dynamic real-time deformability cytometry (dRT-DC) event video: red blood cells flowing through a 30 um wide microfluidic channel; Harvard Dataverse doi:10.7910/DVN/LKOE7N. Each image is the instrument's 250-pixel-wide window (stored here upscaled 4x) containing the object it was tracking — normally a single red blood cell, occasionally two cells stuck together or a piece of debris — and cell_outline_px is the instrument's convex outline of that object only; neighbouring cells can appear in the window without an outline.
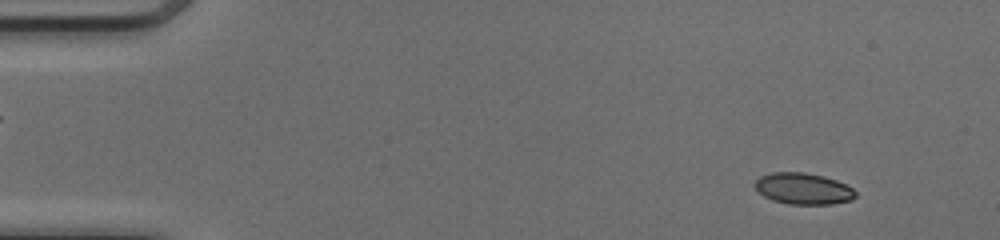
{"species": "common noctule bat (a hibernating species)", "species_latin": "Nyctalus noctula", "temperature_condition": "cold", "stored_images_in_passage": 48, "camera_frame_rate_fps": 3000, "um_per_image_px": 0.085, "animal": {"sex": "female", "body_mass_g": 17.0, "forearm_length_mm": 48.0}, "frame": {"image": 1, "passage_image": 3, "time_ms": 0.667, "image_size_px": [1000, 240], "cell_outline_px": [[856, 196], [852, 200], [832, 204], [788, 204], [772, 200], [764, 196], [752, 184], [760, 176], [772, 172], [804, 172], [824, 176], [836, 180], [852, 188], [856, 192]], "centroid_in_image_um": [68.27, 16.03], "position_along_channel_um": 16.7, "area_um2": 18.44}}
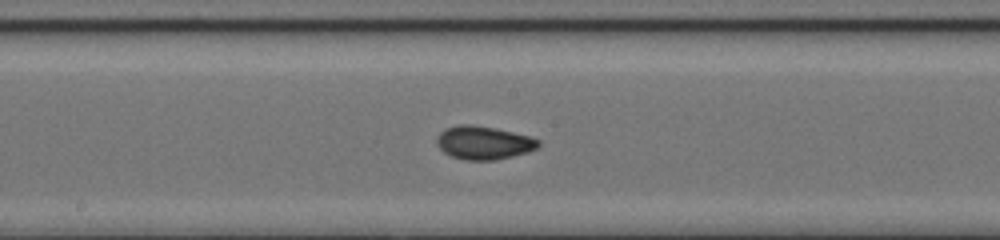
{"frame": {"image": 2, "passage_image": 25, "time_ms": 8.0, "image_size_px": [1000, 240], "cell_outline_px": [[540, 144], [536, 148], [528, 152], [496, 160], [464, 160], [452, 156], [444, 152], [436, 144], [436, 136], [444, 128], [460, 124], [468, 124], [492, 128], [512, 132], [528, 136], [540, 140]], "centroid_in_image_um": [41.07, 12.13], "position_along_channel_um": 207.1, "area_um2": 19.65}}
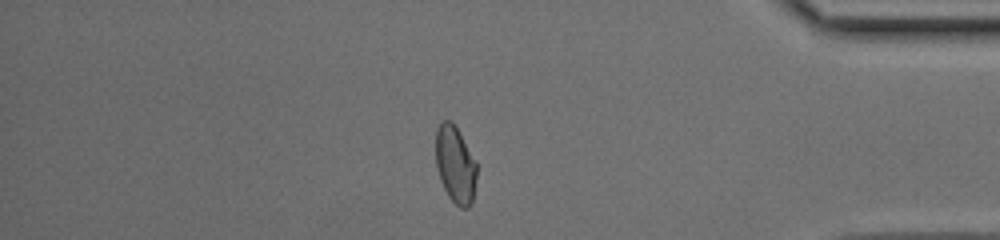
{"frame": {"image": 3, "passage_image": 41, "time_ms": 13.333, "image_size_px": [1000, 240], "cell_outline_px": [[476, 176], [472, 204], [468, 208], [460, 208], [448, 196], [440, 180], [436, 164], [436, 128], [444, 120], [452, 120], [460, 132], [476, 160]], "centroid_in_image_um": [38.71, 13.97], "position_along_channel_um": 396.5, "area_um2": 18.55}, "authors_computed_cell_mechanics": {"area_um2": 18.7561, "velocity_mm_per_s": 4.1387, "shape_relaxation_time_tau1_ms": 8.6461, "shape_relaxation_time_tau2_ms": 0.9444, "deformation_change_tau1": 0.2011, "deformation_change_tau2": 0.0418}}